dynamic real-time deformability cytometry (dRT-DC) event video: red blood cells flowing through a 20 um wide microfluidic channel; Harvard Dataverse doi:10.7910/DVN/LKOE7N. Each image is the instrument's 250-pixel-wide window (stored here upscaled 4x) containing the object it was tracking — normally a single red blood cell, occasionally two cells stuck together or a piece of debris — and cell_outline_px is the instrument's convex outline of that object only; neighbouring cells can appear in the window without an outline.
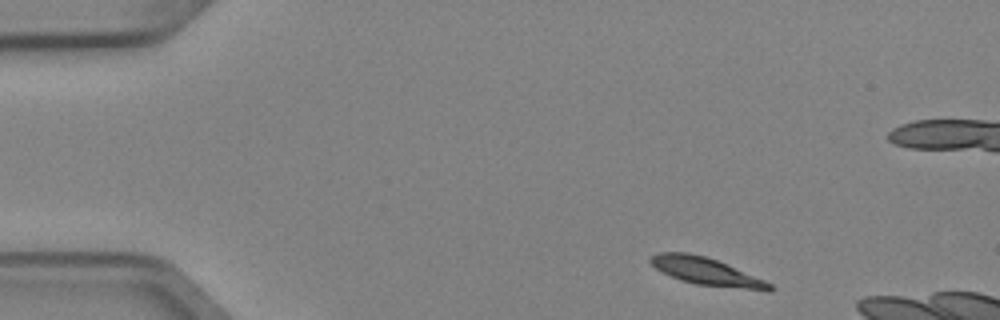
{"species": "Egyptian fruit bat (a non-hibernating species)", "species_latin": "Rousettus aegyptiacus", "temperature_condition": "cold", "stored_images_in_passage": 4, "camera_frame_rate_fps": 3000, "um_per_image_px": 0.085, "animal": {"sex": "female"}, "frame": {"image": 1, "passage_image": 1, "time_ms": 0.0, "image_size_px": [1000, 320], "cell_outline_px": [[772, 292], [768, 292], [696, 284], [680, 280], [656, 268], [648, 260], [652, 256], [660, 252], [688, 252], [704, 256], [716, 260], [764, 280], [772, 284]], "centroid_in_image_um": [60.07, 23.09], "position_along_channel_um": 24.9, "area_um2": 18.84}}